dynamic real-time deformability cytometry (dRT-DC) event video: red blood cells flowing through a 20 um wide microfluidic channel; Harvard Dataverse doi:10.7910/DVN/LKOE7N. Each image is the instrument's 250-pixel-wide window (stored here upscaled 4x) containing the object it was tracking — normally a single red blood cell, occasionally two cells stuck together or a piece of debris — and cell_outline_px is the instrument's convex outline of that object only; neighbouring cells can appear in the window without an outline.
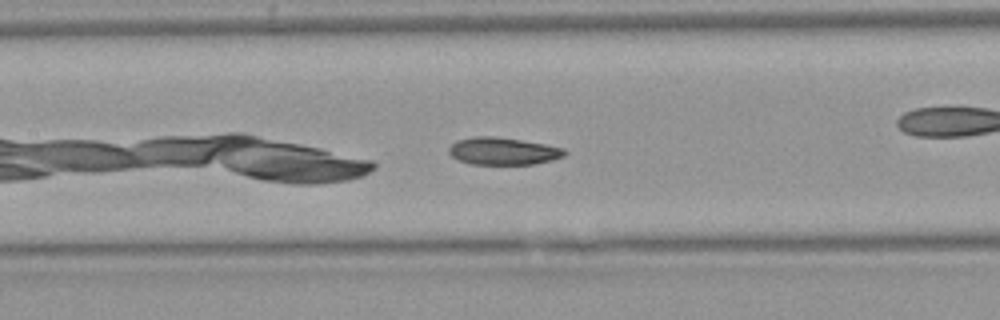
{"species": "Egyptian fruit bat (a non-hibernating species)", "species_latin": "Rousettus aegyptiacus", "temperature_condition": "warm", "stored_images_in_passage": 32, "camera_frame_rate_fps": 3000, "um_per_image_px": 0.085, "animal": {"sex": "female"}, "frame": {"image": 1, "passage_image": 10, "time_ms": 3.0, "image_size_px": [1000, 320], "cell_outline_px": [[568, 152], [564, 156], [552, 160], [532, 164], [472, 164], [460, 160], [452, 156], [448, 152], [448, 148], [456, 140], [472, 136], [492, 136], [520, 140], [544, 144], [564, 148]], "centroid_in_image_um": [42.75, 12.84], "position_along_channel_um": 164.6, "area_um2": 18.38}}
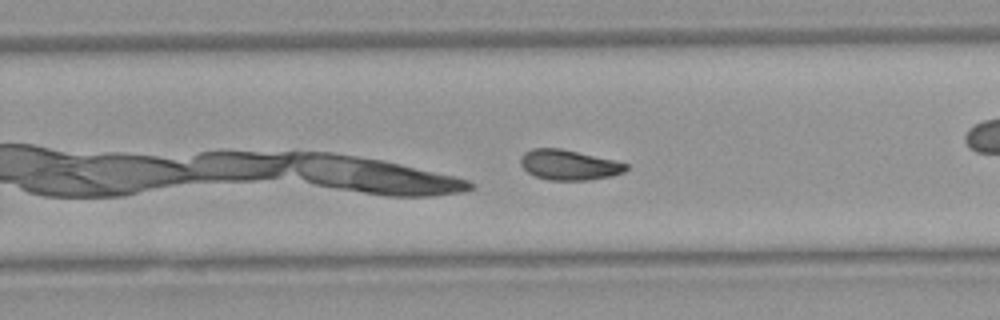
{"frame": {"image": 2, "passage_image": 19, "time_ms": 6.0, "image_size_px": [1000, 320], "cell_outline_px": [[628, 168], [624, 172], [612, 176], [588, 180], [548, 180], [536, 176], [528, 172], [520, 164], [520, 156], [524, 152], [532, 148], [560, 148], [616, 160], [628, 164]], "centroid_in_image_um": [48.36, 14.01], "position_along_channel_um": 281.4, "area_um2": 18.67}}